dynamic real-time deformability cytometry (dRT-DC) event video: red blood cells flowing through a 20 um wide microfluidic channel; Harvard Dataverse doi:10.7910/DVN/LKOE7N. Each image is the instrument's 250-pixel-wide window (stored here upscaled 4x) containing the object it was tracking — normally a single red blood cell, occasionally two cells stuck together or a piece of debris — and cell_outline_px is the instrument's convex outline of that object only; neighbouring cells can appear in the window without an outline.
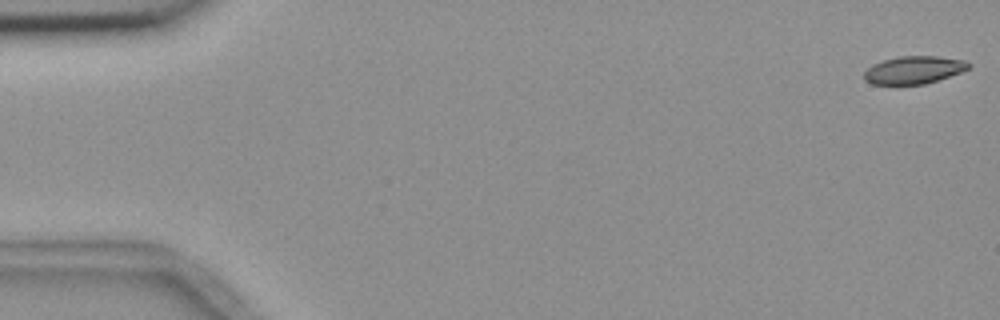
{"species": "common noctule bat (a hibernating species)", "species_latin": "Nyctalus noctula", "temperature_condition": "room temperature", "stored_images_in_passage": 5, "camera_frame_rate_fps": 3000, "um_per_image_px": 0.085, "animal": {"sex": "female", "body_mass_g": 18.4}, "frame": {"image": 1, "passage_image": 1, "time_ms": 0.0, "image_size_px": [1000, 320], "cell_outline_px": [[972, 64], [968, 68], [960, 72], [924, 84], [872, 84], [864, 80], [864, 72], [872, 64], [884, 60], [900, 56], [936, 56], [964, 60]], "centroid_in_image_um": [77.65, 5.94], "position_along_channel_um": 7.4, "area_um2": 16.65}}
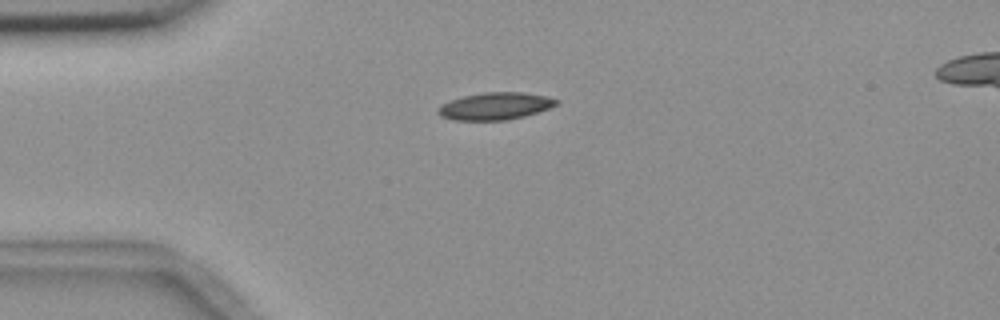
{"frame": {"image": 2, "passage_image": 5, "time_ms": 4.333, "image_size_px": [1000, 320], "cell_outline_px": [[560, 104], [524, 116], [508, 120], [452, 120], [440, 116], [436, 112], [436, 108], [452, 100], [464, 96], [484, 92], [524, 92], [548, 96], [560, 100]], "centroid_in_image_um": [42.12, 9.02], "position_along_channel_um": 42.9, "area_um2": 18.84}}